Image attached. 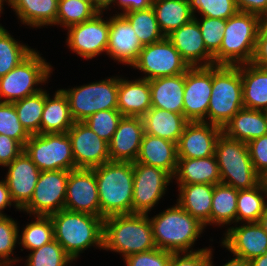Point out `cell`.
<instances>
[{"instance_id": "obj_1", "label": "cell", "mask_w": 267, "mask_h": 266, "mask_svg": "<svg viewBox=\"0 0 267 266\" xmlns=\"http://www.w3.org/2000/svg\"><path fill=\"white\" fill-rule=\"evenodd\" d=\"M50 218L54 239L73 261L88 248L103 249L104 218L65 209L51 214Z\"/></svg>"}, {"instance_id": "obj_2", "label": "cell", "mask_w": 267, "mask_h": 266, "mask_svg": "<svg viewBox=\"0 0 267 266\" xmlns=\"http://www.w3.org/2000/svg\"><path fill=\"white\" fill-rule=\"evenodd\" d=\"M148 218L153 229V239L157 248L171 253H189L205 226L186 212L177 202L175 205Z\"/></svg>"}, {"instance_id": "obj_3", "label": "cell", "mask_w": 267, "mask_h": 266, "mask_svg": "<svg viewBox=\"0 0 267 266\" xmlns=\"http://www.w3.org/2000/svg\"><path fill=\"white\" fill-rule=\"evenodd\" d=\"M157 248L148 214L112 215L104 218L103 250L122 258Z\"/></svg>"}, {"instance_id": "obj_4", "label": "cell", "mask_w": 267, "mask_h": 266, "mask_svg": "<svg viewBox=\"0 0 267 266\" xmlns=\"http://www.w3.org/2000/svg\"><path fill=\"white\" fill-rule=\"evenodd\" d=\"M93 170L98 185L100 217L132 214L133 162L109 161Z\"/></svg>"}, {"instance_id": "obj_5", "label": "cell", "mask_w": 267, "mask_h": 266, "mask_svg": "<svg viewBox=\"0 0 267 266\" xmlns=\"http://www.w3.org/2000/svg\"><path fill=\"white\" fill-rule=\"evenodd\" d=\"M258 15L238 11L226 20L220 49L214 65L238 66L252 62L258 35Z\"/></svg>"}, {"instance_id": "obj_6", "label": "cell", "mask_w": 267, "mask_h": 266, "mask_svg": "<svg viewBox=\"0 0 267 266\" xmlns=\"http://www.w3.org/2000/svg\"><path fill=\"white\" fill-rule=\"evenodd\" d=\"M243 107L241 65H213L207 123L223 129Z\"/></svg>"}, {"instance_id": "obj_7", "label": "cell", "mask_w": 267, "mask_h": 266, "mask_svg": "<svg viewBox=\"0 0 267 266\" xmlns=\"http://www.w3.org/2000/svg\"><path fill=\"white\" fill-rule=\"evenodd\" d=\"M219 166L221 183L236 190L257 186L262 177L251 161L247 143L228 138L223 132L217 138L214 153Z\"/></svg>"}, {"instance_id": "obj_8", "label": "cell", "mask_w": 267, "mask_h": 266, "mask_svg": "<svg viewBox=\"0 0 267 266\" xmlns=\"http://www.w3.org/2000/svg\"><path fill=\"white\" fill-rule=\"evenodd\" d=\"M41 55L34 50L18 66L0 78V102L13 103L43 90L39 84L48 83L53 67Z\"/></svg>"}, {"instance_id": "obj_9", "label": "cell", "mask_w": 267, "mask_h": 266, "mask_svg": "<svg viewBox=\"0 0 267 266\" xmlns=\"http://www.w3.org/2000/svg\"><path fill=\"white\" fill-rule=\"evenodd\" d=\"M62 90L75 122H83L98 111L118 109V76Z\"/></svg>"}, {"instance_id": "obj_10", "label": "cell", "mask_w": 267, "mask_h": 266, "mask_svg": "<svg viewBox=\"0 0 267 266\" xmlns=\"http://www.w3.org/2000/svg\"><path fill=\"white\" fill-rule=\"evenodd\" d=\"M24 151L40 171L76 169L67 133L30 135Z\"/></svg>"}, {"instance_id": "obj_11", "label": "cell", "mask_w": 267, "mask_h": 266, "mask_svg": "<svg viewBox=\"0 0 267 266\" xmlns=\"http://www.w3.org/2000/svg\"><path fill=\"white\" fill-rule=\"evenodd\" d=\"M132 214H147L155 209L166 194L173 177L165 170L139 162H133Z\"/></svg>"}, {"instance_id": "obj_12", "label": "cell", "mask_w": 267, "mask_h": 266, "mask_svg": "<svg viewBox=\"0 0 267 266\" xmlns=\"http://www.w3.org/2000/svg\"><path fill=\"white\" fill-rule=\"evenodd\" d=\"M131 68L145 74L141 79L151 80L184 74L190 67L182 59L174 45L165 37L159 42L145 45Z\"/></svg>"}, {"instance_id": "obj_13", "label": "cell", "mask_w": 267, "mask_h": 266, "mask_svg": "<svg viewBox=\"0 0 267 266\" xmlns=\"http://www.w3.org/2000/svg\"><path fill=\"white\" fill-rule=\"evenodd\" d=\"M69 171H41L30 202L21 210L29 217L50 216L64 209Z\"/></svg>"}, {"instance_id": "obj_14", "label": "cell", "mask_w": 267, "mask_h": 266, "mask_svg": "<svg viewBox=\"0 0 267 266\" xmlns=\"http://www.w3.org/2000/svg\"><path fill=\"white\" fill-rule=\"evenodd\" d=\"M97 13L92 19L67 28L66 46L84 59H94L106 52L109 18Z\"/></svg>"}, {"instance_id": "obj_15", "label": "cell", "mask_w": 267, "mask_h": 266, "mask_svg": "<svg viewBox=\"0 0 267 266\" xmlns=\"http://www.w3.org/2000/svg\"><path fill=\"white\" fill-rule=\"evenodd\" d=\"M212 91V66L190 67L185 73L183 115L189 122L207 123Z\"/></svg>"}, {"instance_id": "obj_16", "label": "cell", "mask_w": 267, "mask_h": 266, "mask_svg": "<svg viewBox=\"0 0 267 266\" xmlns=\"http://www.w3.org/2000/svg\"><path fill=\"white\" fill-rule=\"evenodd\" d=\"M67 134L76 169H93L110 161L108 143L84 122H75Z\"/></svg>"}, {"instance_id": "obj_17", "label": "cell", "mask_w": 267, "mask_h": 266, "mask_svg": "<svg viewBox=\"0 0 267 266\" xmlns=\"http://www.w3.org/2000/svg\"><path fill=\"white\" fill-rule=\"evenodd\" d=\"M64 209L100 217L98 185L93 169L69 171Z\"/></svg>"}, {"instance_id": "obj_18", "label": "cell", "mask_w": 267, "mask_h": 266, "mask_svg": "<svg viewBox=\"0 0 267 266\" xmlns=\"http://www.w3.org/2000/svg\"><path fill=\"white\" fill-rule=\"evenodd\" d=\"M239 224L242 225L235 224L225 230L220 245L232 256L248 261L263 255L267 251V232L259 222Z\"/></svg>"}, {"instance_id": "obj_19", "label": "cell", "mask_w": 267, "mask_h": 266, "mask_svg": "<svg viewBox=\"0 0 267 266\" xmlns=\"http://www.w3.org/2000/svg\"><path fill=\"white\" fill-rule=\"evenodd\" d=\"M144 46L130 22L121 14L109 17V38L106 55L114 62L132 67Z\"/></svg>"}, {"instance_id": "obj_20", "label": "cell", "mask_w": 267, "mask_h": 266, "mask_svg": "<svg viewBox=\"0 0 267 266\" xmlns=\"http://www.w3.org/2000/svg\"><path fill=\"white\" fill-rule=\"evenodd\" d=\"M5 168L8 172L4 178L11 199L21 211L30 202L41 171L24 150Z\"/></svg>"}, {"instance_id": "obj_21", "label": "cell", "mask_w": 267, "mask_h": 266, "mask_svg": "<svg viewBox=\"0 0 267 266\" xmlns=\"http://www.w3.org/2000/svg\"><path fill=\"white\" fill-rule=\"evenodd\" d=\"M222 128L203 121L188 122L177 143L178 158H205L213 156Z\"/></svg>"}, {"instance_id": "obj_22", "label": "cell", "mask_w": 267, "mask_h": 266, "mask_svg": "<svg viewBox=\"0 0 267 266\" xmlns=\"http://www.w3.org/2000/svg\"><path fill=\"white\" fill-rule=\"evenodd\" d=\"M167 39L180 53L189 67H209L214 65L213 55L206 49L199 24L195 18L172 31Z\"/></svg>"}, {"instance_id": "obj_23", "label": "cell", "mask_w": 267, "mask_h": 266, "mask_svg": "<svg viewBox=\"0 0 267 266\" xmlns=\"http://www.w3.org/2000/svg\"><path fill=\"white\" fill-rule=\"evenodd\" d=\"M144 134L142 117L123 116L109 145L110 161L135 162Z\"/></svg>"}, {"instance_id": "obj_24", "label": "cell", "mask_w": 267, "mask_h": 266, "mask_svg": "<svg viewBox=\"0 0 267 266\" xmlns=\"http://www.w3.org/2000/svg\"><path fill=\"white\" fill-rule=\"evenodd\" d=\"M117 102L123 116L142 117L151 108L149 80L140 77L129 80L118 76Z\"/></svg>"}, {"instance_id": "obj_25", "label": "cell", "mask_w": 267, "mask_h": 266, "mask_svg": "<svg viewBox=\"0 0 267 266\" xmlns=\"http://www.w3.org/2000/svg\"><path fill=\"white\" fill-rule=\"evenodd\" d=\"M136 162L161 168L172 177L177 168V143L144 133Z\"/></svg>"}, {"instance_id": "obj_26", "label": "cell", "mask_w": 267, "mask_h": 266, "mask_svg": "<svg viewBox=\"0 0 267 266\" xmlns=\"http://www.w3.org/2000/svg\"><path fill=\"white\" fill-rule=\"evenodd\" d=\"M177 203L205 226L211 225V208L214 192L212 184H178Z\"/></svg>"}, {"instance_id": "obj_27", "label": "cell", "mask_w": 267, "mask_h": 266, "mask_svg": "<svg viewBox=\"0 0 267 266\" xmlns=\"http://www.w3.org/2000/svg\"><path fill=\"white\" fill-rule=\"evenodd\" d=\"M151 107L183 114L185 73L149 80Z\"/></svg>"}, {"instance_id": "obj_28", "label": "cell", "mask_w": 267, "mask_h": 266, "mask_svg": "<svg viewBox=\"0 0 267 266\" xmlns=\"http://www.w3.org/2000/svg\"><path fill=\"white\" fill-rule=\"evenodd\" d=\"M177 184H212L221 183V175L215 155L205 158H178L173 176Z\"/></svg>"}, {"instance_id": "obj_29", "label": "cell", "mask_w": 267, "mask_h": 266, "mask_svg": "<svg viewBox=\"0 0 267 266\" xmlns=\"http://www.w3.org/2000/svg\"><path fill=\"white\" fill-rule=\"evenodd\" d=\"M49 96L45 89V106L41 117L40 134L67 133L75 123L72 118L69 100L62 88Z\"/></svg>"}, {"instance_id": "obj_30", "label": "cell", "mask_w": 267, "mask_h": 266, "mask_svg": "<svg viewBox=\"0 0 267 266\" xmlns=\"http://www.w3.org/2000/svg\"><path fill=\"white\" fill-rule=\"evenodd\" d=\"M222 132L231 139L244 143L267 134L266 111L241 108L223 127Z\"/></svg>"}, {"instance_id": "obj_31", "label": "cell", "mask_w": 267, "mask_h": 266, "mask_svg": "<svg viewBox=\"0 0 267 266\" xmlns=\"http://www.w3.org/2000/svg\"><path fill=\"white\" fill-rule=\"evenodd\" d=\"M59 0H9L20 23L35 28L56 25Z\"/></svg>"}, {"instance_id": "obj_32", "label": "cell", "mask_w": 267, "mask_h": 266, "mask_svg": "<svg viewBox=\"0 0 267 266\" xmlns=\"http://www.w3.org/2000/svg\"><path fill=\"white\" fill-rule=\"evenodd\" d=\"M144 133L178 143L185 125L183 114L151 107L143 116Z\"/></svg>"}, {"instance_id": "obj_33", "label": "cell", "mask_w": 267, "mask_h": 266, "mask_svg": "<svg viewBox=\"0 0 267 266\" xmlns=\"http://www.w3.org/2000/svg\"><path fill=\"white\" fill-rule=\"evenodd\" d=\"M245 108L267 111V69L252 62L241 65Z\"/></svg>"}, {"instance_id": "obj_34", "label": "cell", "mask_w": 267, "mask_h": 266, "mask_svg": "<svg viewBox=\"0 0 267 266\" xmlns=\"http://www.w3.org/2000/svg\"><path fill=\"white\" fill-rule=\"evenodd\" d=\"M152 8L165 37L194 18L189 0H153Z\"/></svg>"}, {"instance_id": "obj_35", "label": "cell", "mask_w": 267, "mask_h": 266, "mask_svg": "<svg viewBox=\"0 0 267 266\" xmlns=\"http://www.w3.org/2000/svg\"><path fill=\"white\" fill-rule=\"evenodd\" d=\"M239 190L219 183L214 185L211 208V226L227 227L237 224V197Z\"/></svg>"}, {"instance_id": "obj_36", "label": "cell", "mask_w": 267, "mask_h": 266, "mask_svg": "<svg viewBox=\"0 0 267 266\" xmlns=\"http://www.w3.org/2000/svg\"><path fill=\"white\" fill-rule=\"evenodd\" d=\"M267 188L262 181L250 189L239 190L237 224L259 222L267 207Z\"/></svg>"}, {"instance_id": "obj_37", "label": "cell", "mask_w": 267, "mask_h": 266, "mask_svg": "<svg viewBox=\"0 0 267 266\" xmlns=\"http://www.w3.org/2000/svg\"><path fill=\"white\" fill-rule=\"evenodd\" d=\"M5 28L0 29V78L8 74L35 49L17 41Z\"/></svg>"}, {"instance_id": "obj_38", "label": "cell", "mask_w": 267, "mask_h": 266, "mask_svg": "<svg viewBox=\"0 0 267 266\" xmlns=\"http://www.w3.org/2000/svg\"><path fill=\"white\" fill-rule=\"evenodd\" d=\"M132 25L143 46L156 43L165 38L158 25L152 7L122 14Z\"/></svg>"}, {"instance_id": "obj_39", "label": "cell", "mask_w": 267, "mask_h": 266, "mask_svg": "<svg viewBox=\"0 0 267 266\" xmlns=\"http://www.w3.org/2000/svg\"><path fill=\"white\" fill-rule=\"evenodd\" d=\"M34 221L26 224L21 233L19 229V245L33 251L54 240L53 223L50 216L35 215Z\"/></svg>"}, {"instance_id": "obj_40", "label": "cell", "mask_w": 267, "mask_h": 266, "mask_svg": "<svg viewBox=\"0 0 267 266\" xmlns=\"http://www.w3.org/2000/svg\"><path fill=\"white\" fill-rule=\"evenodd\" d=\"M37 94L13 102L22 126L30 134H40L41 117L45 106V88Z\"/></svg>"}, {"instance_id": "obj_41", "label": "cell", "mask_w": 267, "mask_h": 266, "mask_svg": "<svg viewBox=\"0 0 267 266\" xmlns=\"http://www.w3.org/2000/svg\"><path fill=\"white\" fill-rule=\"evenodd\" d=\"M99 13L89 2L81 0H59L56 26L65 30L70 26L92 19Z\"/></svg>"}, {"instance_id": "obj_42", "label": "cell", "mask_w": 267, "mask_h": 266, "mask_svg": "<svg viewBox=\"0 0 267 266\" xmlns=\"http://www.w3.org/2000/svg\"><path fill=\"white\" fill-rule=\"evenodd\" d=\"M26 257L25 266H71L72 263L75 264L55 239L41 248L30 251Z\"/></svg>"}, {"instance_id": "obj_43", "label": "cell", "mask_w": 267, "mask_h": 266, "mask_svg": "<svg viewBox=\"0 0 267 266\" xmlns=\"http://www.w3.org/2000/svg\"><path fill=\"white\" fill-rule=\"evenodd\" d=\"M19 224L10 216H0V263L14 265L19 257H12L16 244H19Z\"/></svg>"}, {"instance_id": "obj_44", "label": "cell", "mask_w": 267, "mask_h": 266, "mask_svg": "<svg viewBox=\"0 0 267 266\" xmlns=\"http://www.w3.org/2000/svg\"><path fill=\"white\" fill-rule=\"evenodd\" d=\"M123 115L118 109L98 111L83 122L101 139L109 143Z\"/></svg>"}, {"instance_id": "obj_45", "label": "cell", "mask_w": 267, "mask_h": 266, "mask_svg": "<svg viewBox=\"0 0 267 266\" xmlns=\"http://www.w3.org/2000/svg\"><path fill=\"white\" fill-rule=\"evenodd\" d=\"M189 6L194 17L198 13L199 16L227 20L238 12L235 0H189Z\"/></svg>"}, {"instance_id": "obj_46", "label": "cell", "mask_w": 267, "mask_h": 266, "mask_svg": "<svg viewBox=\"0 0 267 266\" xmlns=\"http://www.w3.org/2000/svg\"><path fill=\"white\" fill-rule=\"evenodd\" d=\"M0 134L17 140L23 147L30 138V134L19 121L13 103L0 102Z\"/></svg>"}, {"instance_id": "obj_47", "label": "cell", "mask_w": 267, "mask_h": 266, "mask_svg": "<svg viewBox=\"0 0 267 266\" xmlns=\"http://www.w3.org/2000/svg\"><path fill=\"white\" fill-rule=\"evenodd\" d=\"M194 18L199 24L206 49L214 55L220 49L222 44L224 29L226 28V20L204 16L198 18V15Z\"/></svg>"}, {"instance_id": "obj_48", "label": "cell", "mask_w": 267, "mask_h": 266, "mask_svg": "<svg viewBox=\"0 0 267 266\" xmlns=\"http://www.w3.org/2000/svg\"><path fill=\"white\" fill-rule=\"evenodd\" d=\"M171 252L155 248L147 252L130 255L123 259L125 266H168Z\"/></svg>"}, {"instance_id": "obj_49", "label": "cell", "mask_w": 267, "mask_h": 266, "mask_svg": "<svg viewBox=\"0 0 267 266\" xmlns=\"http://www.w3.org/2000/svg\"><path fill=\"white\" fill-rule=\"evenodd\" d=\"M247 146L253 167L262 177L267 172V134L249 141Z\"/></svg>"}, {"instance_id": "obj_50", "label": "cell", "mask_w": 267, "mask_h": 266, "mask_svg": "<svg viewBox=\"0 0 267 266\" xmlns=\"http://www.w3.org/2000/svg\"><path fill=\"white\" fill-rule=\"evenodd\" d=\"M210 247L196 252L172 253L168 266H209Z\"/></svg>"}, {"instance_id": "obj_51", "label": "cell", "mask_w": 267, "mask_h": 266, "mask_svg": "<svg viewBox=\"0 0 267 266\" xmlns=\"http://www.w3.org/2000/svg\"><path fill=\"white\" fill-rule=\"evenodd\" d=\"M24 147L15 139L0 134V166L6 167L17 158Z\"/></svg>"}, {"instance_id": "obj_52", "label": "cell", "mask_w": 267, "mask_h": 266, "mask_svg": "<svg viewBox=\"0 0 267 266\" xmlns=\"http://www.w3.org/2000/svg\"><path fill=\"white\" fill-rule=\"evenodd\" d=\"M153 0H114L113 6L118 7V10L121 12H117V14H123L126 12H132L136 10H145L152 7Z\"/></svg>"}, {"instance_id": "obj_53", "label": "cell", "mask_w": 267, "mask_h": 266, "mask_svg": "<svg viewBox=\"0 0 267 266\" xmlns=\"http://www.w3.org/2000/svg\"><path fill=\"white\" fill-rule=\"evenodd\" d=\"M238 11L261 15L267 12V0H235Z\"/></svg>"}, {"instance_id": "obj_54", "label": "cell", "mask_w": 267, "mask_h": 266, "mask_svg": "<svg viewBox=\"0 0 267 266\" xmlns=\"http://www.w3.org/2000/svg\"><path fill=\"white\" fill-rule=\"evenodd\" d=\"M252 63L267 69V35H257Z\"/></svg>"}, {"instance_id": "obj_55", "label": "cell", "mask_w": 267, "mask_h": 266, "mask_svg": "<svg viewBox=\"0 0 267 266\" xmlns=\"http://www.w3.org/2000/svg\"><path fill=\"white\" fill-rule=\"evenodd\" d=\"M7 206L8 207L13 206L19 211V209L15 206V204L11 199L5 179L2 178V180H0V216H7V214L3 213L4 212L3 210H5Z\"/></svg>"}, {"instance_id": "obj_56", "label": "cell", "mask_w": 267, "mask_h": 266, "mask_svg": "<svg viewBox=\"0 0 267 266\" xmlns=\"http://www.w3.org/2000/svg\"><path fill=\"white\" fill-rule=\"evenodd\" d=\"M212 250L214 251V249L210 248L209 266H215L213 263V254H212L213 251ZM222 266H251V264H250V261L244 258L234 256Z\"/></svg>"}, {"instance_id": "obj_57", "label": "cell", "mask_w": 267, "mask_h": 266, "mask_svg": "<svg viewBox=\"0 0 267 266\" xmlns=\"http://www.w3.org/2000/svg\"><path fill=\"white\" fill-rule=\"evenodd\" d=\"M114 0H92V6L99 12L111 10ZM110 7V8H109ZM108 9V10H107Z\"/></svg>"}, {"instance_id": "obj_58", "label": "cell", "mask_w": 267, "mask_h": 266, "mask_svg": "<svg viewBox=\"0 0 267 266\" xmlns=\"http://www.w3.org/2000/svg\"><path fill=\"white\" fill-rule=\"evenodd\" d=\"M258 35H267V12L258 16Z\"/></svg>"}, {"instance_id": "obj_59", "label": "cell", "mask_w": 267, "mask_h": 266, "mask_svg": "<svg viewBox=\"0 0 267 266\" xmlns=\"http://www.w3.org/2000/svg\"><path fill=\"white\" fill-rule=\"evenodd\" d=\"M251 266H267V251L250 261Z\"/></svg>"}, {"instance_id": "obj_60", "label": "cell", "mask_w": 267, "mask_h": 266, "mask_svg": "<svg viewBox=\"0 0 267 266\" xmlns=\"http://www.w3.org/2000/svg\"><path fill=\"white\" fill-rule=\"evenodd\" d=\"M259 224L267 232V207H266L264 214L260 217Z\"/></svg>"}, {"instance_id": "obj_61", "label": "cell", "mask_w": 267, "mask_h": 266, "mask_svg": "<svg viewBox=\"0 0 267 266\" xmlns=\"http://www.w3.org/2000/svg\"><path fill=\"white\" fill-rule=\"evenodd\" d=\"M4 3L6 4L7 3V5H8V3H9V0H0V16H1V14H3L2 12V10H4ZM1 28H5L4 26H2V24H0V29Z\"/></svg>"}, {"instance_id": "obj_62", "label": "cell", "mask_w": 267, "mask_h": 266, "mask_svg": "<svg viewBox=\"0 0 267 266\" xmlns=\"http://www.w3.org/2000/svg\"><path fill=\"white\" fill-rule=\"evenodd\" d=\"M262 183L267 188V172L262 176Z\"/></svg>"}, {"instance_id": "obj_63", "label": "cell", "mask_w": 267, "mask_h": 266, "mask_svg": "<svg viewBox=\"0 0 267 266\" xmlns=\"http://www.w3.org/2000/svg\"><path fill=\"white\" fill-rule=\"evenodd\" d=\"M81 1L89 2L92 5V0H81Z\"/></svg>"}, {"instance_id": "obj_64", "label": "cell", "mask_w": 267, "mask_h": 266, "mask_svg": "<svg viewBox=\"0 0 267 266\" xmlns=\"http://www.w3.org/2000/svg\"><path fill=\"white\" fill-rule=\"evenodd\" d=\"M0 266H9V265H6V264H2V263H0Z\"/></svg>"}]
</instances>
